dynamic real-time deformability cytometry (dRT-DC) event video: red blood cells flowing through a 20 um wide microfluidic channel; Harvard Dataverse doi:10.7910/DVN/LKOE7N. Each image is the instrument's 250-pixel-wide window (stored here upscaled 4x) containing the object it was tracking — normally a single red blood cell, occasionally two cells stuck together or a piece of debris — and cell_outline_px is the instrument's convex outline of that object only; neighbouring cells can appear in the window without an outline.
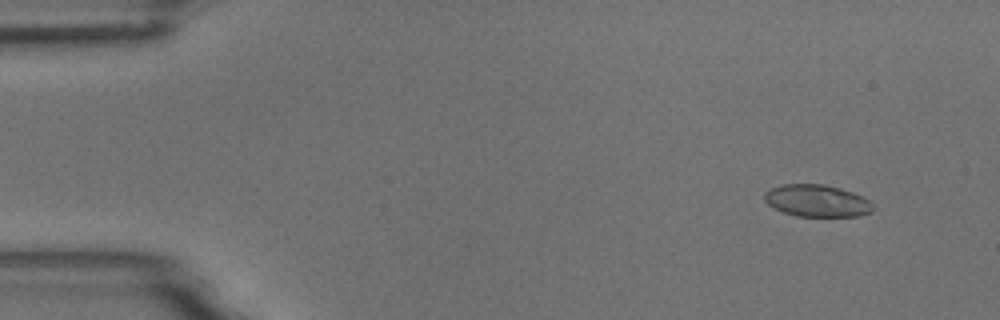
{"species": "common noctule bat (a hibernating species)", "species_latin": "Nyctalus noctula", "temperature_condition": "room temperature", "stored_images_in_passage": 6, "segment_of_instrument_passage": [1, 2], "camera_frame_rate_fps": 3000, "um_per_image_px": 0.085, "animal": {"sex": "male", "body_mass_g": 18.8}, "frame": {"image": 1, "passage_image": 2, "time_ms": 1.0, "image_size_px": [1000, 320], "cell_outline_px": [[872, 212], [860, 216], [796, 216], [784, 212], [768, 204], [764, 200], [764, 192], [768, 188], [784, 184], [824, 184], [840, 188], [852, 192], [868, 200], [872, 204]], "centroid_in_image_um": [69.41, 17.06], "position_along_channel_um": 15.6, "area_um2": 20.23}}
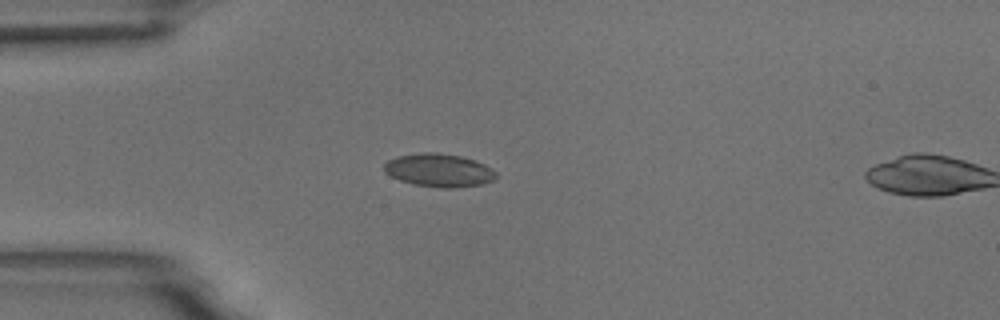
{"frame": {"image": 2, "passage_image": 5, "time_ms": 4.333, "image_size_px": [1000, 320], "cell_outline_px": [[496, 180], [484, 184], [452, 188], [444, 188], [412, 184], [400, 180], [384, 172], [384, 164], [388, 160], [400, 156], [424, 152], [436, 152], [460, 156], [476, 160], [492, 168], [496, 172]], "centroid_in_image_um": [37.35, 14.48], "position_along_channel_um": 47.6, "area_um2": 21.68}}